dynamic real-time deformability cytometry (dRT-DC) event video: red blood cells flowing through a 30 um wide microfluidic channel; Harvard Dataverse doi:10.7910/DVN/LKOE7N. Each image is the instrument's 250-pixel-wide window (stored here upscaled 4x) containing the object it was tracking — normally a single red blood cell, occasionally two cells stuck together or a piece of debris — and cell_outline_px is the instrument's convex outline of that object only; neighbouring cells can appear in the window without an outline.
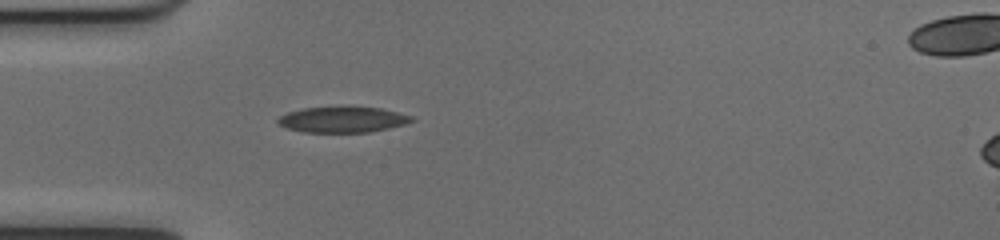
{"species": "common noctule bat (a hibernating species)", "species_latin": "Nyctalus noctula", "temperature_condition": "cold", "stored_images_in_passage": 37, "camera_frame_rate_fps": 3000, "um_per_image_px": 0.085, "animal": {"sex": "female", "body_mass_g": 17.0, "forearm_length_mm": 48.0}, "frame": {"image": 1, "passage_image": 1, "time_ms": 0.0, "image_size_px": [1000, 240], "cell_outline_px": [[416, 120], [404, 124], [388, 128], [368, 132], [304, 132], [288, 128], [280, 124], [276, 120], [280, 116], [288, 112], [304, 108], [380, 108], [412, 116]], "centroid_in_image_um": [29.13, 10.18], "position_along_channel_um": 55.9, "area_um2": 19.48}}
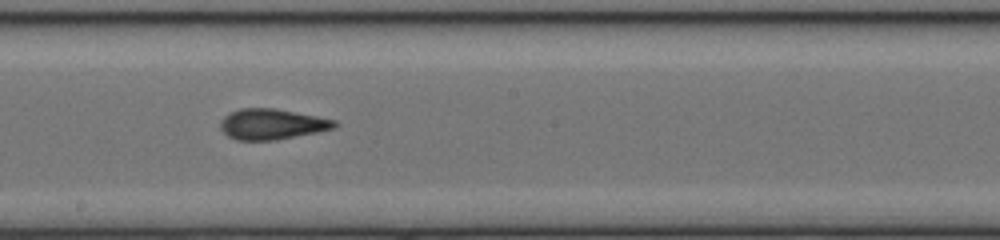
{"frame": {"image": 2, "passage_image": 14, "time_ms": 4.333, "image_size_px": [1000, 240], "cell_outline_px": [[340, 124], [332, 128], [316, 132], [276, 140], [236, 140], [228, 136], [220, 128], [220, 120], [228, 112], [240, 108], [276, 108], [336, 120]], "centroid_in_image_um": [23.08, 10.54], "position_along_channel_um": 225.1, "area_um2": 20.4}}
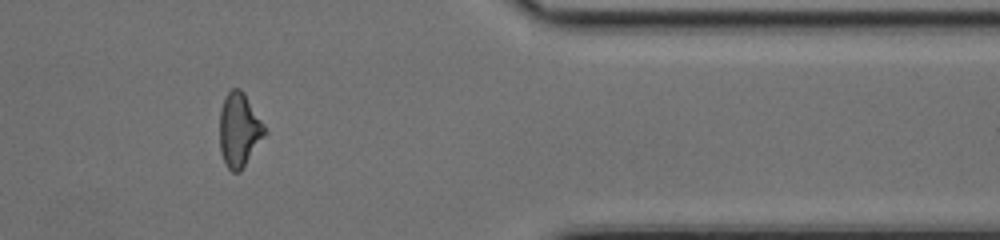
{"frame": {"image": 3, "passage_image": 28, "time_ms": 9.0, "image_size_px": [1000, 240], "cell_outline_px": [[268, 132], [240, 172], [232, 172], [224, 164], [220, 152], [220, 108], [224, 96], [232, 88], [240, 88], [244, 92], [264, 124]], "centroid_in_image_um": [20.33, 11.04], "position_along_channel_um": 391.1, "area_um2": 19.71}, "authors_computed_cell_mechanics": {"area_um2": 19.941, "velocity_mm_per_s": 4.0329, "shape_relaxation_time_tau1_ms": 8.6908, "shape_relaxation_time_tau2_ms": 1.8203, "deformation_change_tau1": 0.2253, "deformation_change_tau2": 0.0915}}